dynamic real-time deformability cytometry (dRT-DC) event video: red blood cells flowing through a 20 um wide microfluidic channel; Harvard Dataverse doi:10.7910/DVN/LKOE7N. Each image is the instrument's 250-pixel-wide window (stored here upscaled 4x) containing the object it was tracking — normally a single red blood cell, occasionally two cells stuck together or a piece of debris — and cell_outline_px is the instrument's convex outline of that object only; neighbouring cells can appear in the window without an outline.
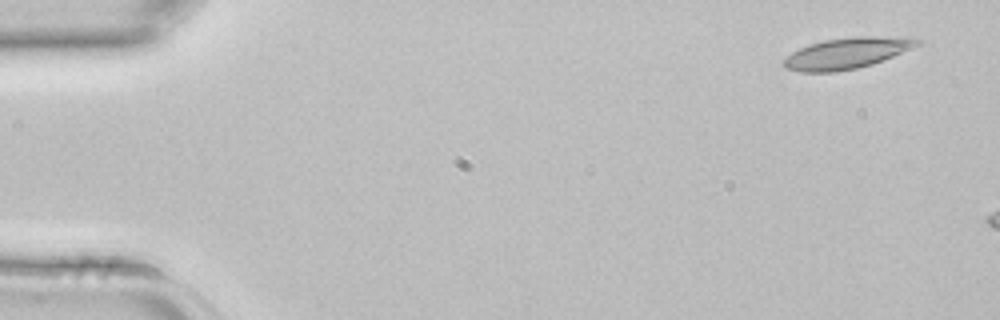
{"species": "common noctule bat (a hibernating species)", "species_latin": "Nyctalus noctula", "temperature_condition": "room temperature", "stored_images_in_passage": 4, "camera_frame_rate_fps": 3000, "um_per_image_px": 0.085, "animal": {"sex": "female", "body_mass_g": 22.7, "forearm_length_mm": 54.2}, "frame": {"image": 1, "passage_image": 1, "time_ms": 0.0, "image_size_px": [1000, 320], "cell_outline_px": [[920, 44], [912, 48], [872, 64], [856, 68], [836, 72], [800, 72], [784, 68], [780, 64], [780, 60], [792, 52], [808, 44], [824, 40], [856, 36], [872, 36], [920, 40]], "centroid_in_image_um": [71.83, 4.55], "position_along_channel_um": 13.2, "area_um2": 23.93}}